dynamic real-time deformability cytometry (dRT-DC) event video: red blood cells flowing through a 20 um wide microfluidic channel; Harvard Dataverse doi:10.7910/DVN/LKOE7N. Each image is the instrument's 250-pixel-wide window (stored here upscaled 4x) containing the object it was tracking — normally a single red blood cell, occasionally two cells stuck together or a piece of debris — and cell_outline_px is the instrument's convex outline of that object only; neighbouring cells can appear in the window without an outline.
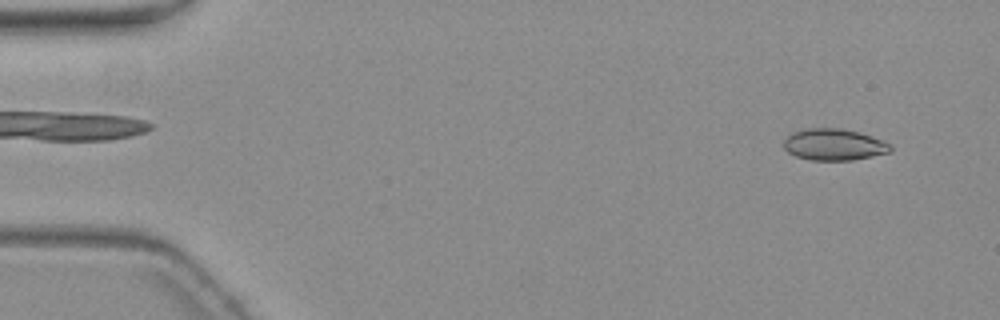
{"species": "common noctule bat (a hibernating species)", "species_latin": "Nyctalus noctula", "temperature_condition": "warm", "stored_images_in_passage": 4, "camera_frame_rate_fps": 3000, "um_per_image_px": 0.085, "animal": {"sex": "female", "body_mass_g": 19.3, "forearm_length_mm": 54.1}, "frame": {"image": 1, "passage_image": 1, "time_ms": 0.0, "image_size_px": [1000, 320], "cell_outline_px": [[892, 152], [852, 160], [812, 160], [796, 156], [788, 152], [784, 148], [784, 136], [792, 132], [804, 128], [840, 128], [860, 132], [884, 140], [892, 144]], "centroid_in_image_um": [70.9, 12.28], "position_along_channel_um": 14.1, "area_um2": 19.94}}
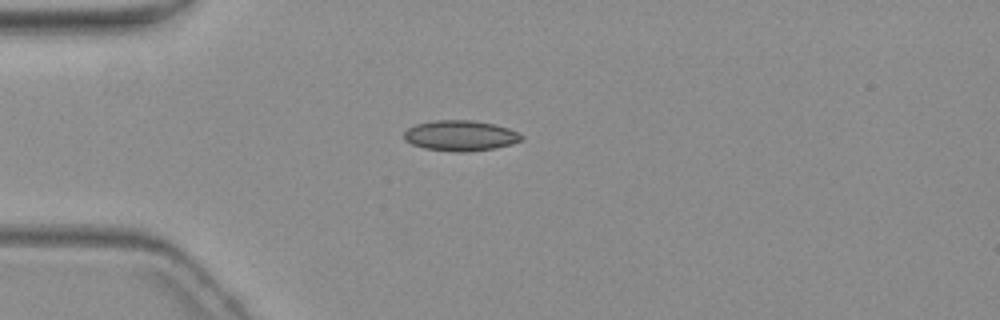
{"frame": {"image": 2, "passage_image": 4, "time_ms": 3.667, "image_size_px": [1000, 320], "cell_outline_px": [[524, 140], [512, 144], [492, 148], [464, 152], [456, 152], [424, 148], [412, 144], [404, 140], [404, 132], [408, 128], [416, 124], [436, 120], [472, 120], [496, 124], [508, 128], [524, 136]], "centroid_in_image_um": [39.14, 11.52], "position_along_channel_um": 45.9, "area_um2": 20.87}}